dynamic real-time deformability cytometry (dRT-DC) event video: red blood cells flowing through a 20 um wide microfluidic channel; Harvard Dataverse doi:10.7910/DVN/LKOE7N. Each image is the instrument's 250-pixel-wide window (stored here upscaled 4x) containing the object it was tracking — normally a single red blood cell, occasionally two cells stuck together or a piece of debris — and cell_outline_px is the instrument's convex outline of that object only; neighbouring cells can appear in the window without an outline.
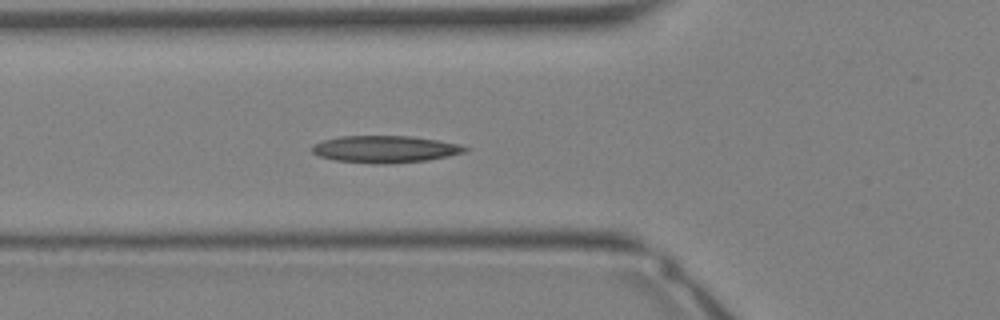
{"species": "Egyptian fruit bat (a non-hibernating species)", "species_latin": "Rousettus aegyptiacus", "temperature_condition": "warm", "stored_images_in_passage": 35, "camera_frame_rate_fps": 3000, "um_per_image_px": 0.085, "animal": {"sex": "female"}, "frame": {"image": 1, "passage_image": 12, "time_ms": 3.667, "image_size_px": [1000, 320], "cell_outline_px": [[468, 152], [428, 160], [388, 164], [372, 164], [336, 160], [320, 156], [312, 152], [312, 144], [324, 140], [340, 136], [412, 136], [460, 144], [468, 148]], "centroid_in_image_um": [32.75, 12.68], "position_along_channel_um": 93.0, "area_um2": 24.16}}
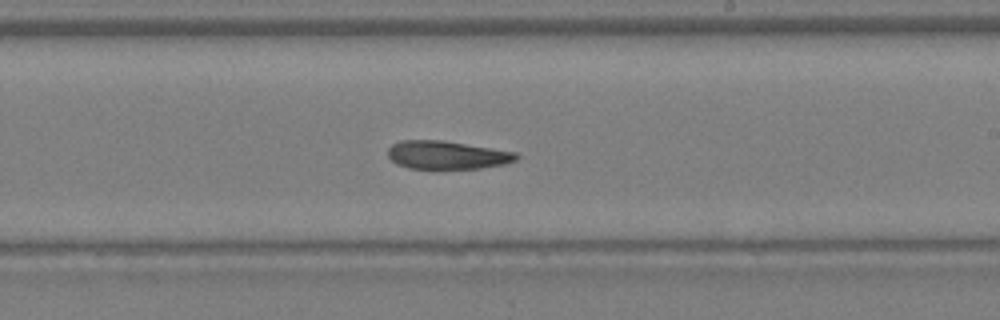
{"frame": {"image": 2, "passage_image": 20, "time_ms": 6.333, "image_size_px": [1000, 320], "cell_outline_px": [[520, 156], [516, 160], [504, 164], [480, 168], [408, 168], [396, 164], [388, 156], [388, 148], [392, 144], [400, 140], [444, 140], [516, 152]], "centroid_in_image_um": [37.98, 13.16], "position_along_channel_um": 251.0, "area_um2": 21.1}}
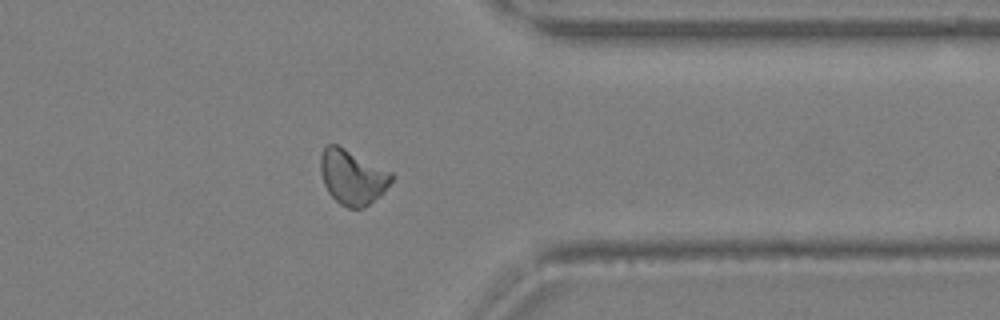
{"frame": {"image": 3, "passage_image": 27, "time_ms": 8.667, "image_size_px": [1000, 320], "cell_outline_px": [[396, 176], [384, 192], [380, 196], [364, 208], [348, 208], [340, 204], [328, 192], [324, 184], [320, 172], [320, 156], [324, 148], [328, 144], [336, 144], [392, 172]], "centroid_in_image_um": [29.97, 15.06], "position_along_channel_um": 381.4, "area_um2": 22.72}}